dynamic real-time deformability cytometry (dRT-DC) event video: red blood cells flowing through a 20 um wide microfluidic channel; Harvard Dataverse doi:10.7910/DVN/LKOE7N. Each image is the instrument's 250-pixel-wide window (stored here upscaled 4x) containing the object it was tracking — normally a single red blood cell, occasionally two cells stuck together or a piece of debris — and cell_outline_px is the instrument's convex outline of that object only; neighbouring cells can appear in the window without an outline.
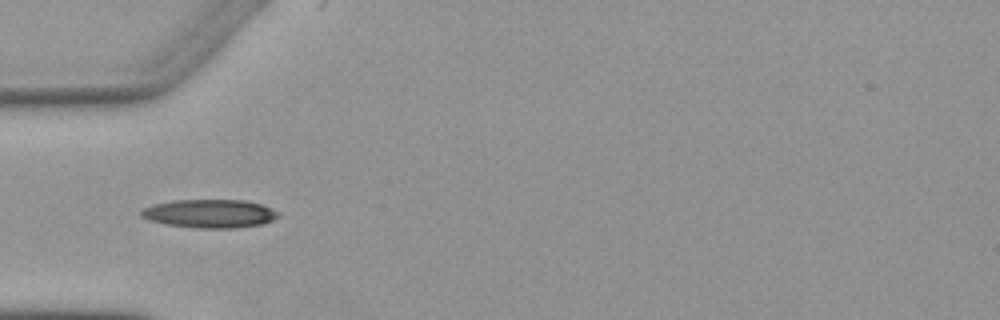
{"species": "Egyptian fruit bat (a non-hibernating species)", "species_latin": "Rousettus aegyptiacus", "temperature_condition": "warm", "stored_images_in_passage": 3, "camera_frame_rate_fps": 3000, "um_per_image_px": 0.085, "animal": {"sex": "female"}, "frame": {"image": 1, "passage_image": 1, "time_ms": 0.0, "image_size_px": [1000, 320], "cell_outline_px": [[280, 216], [272, 220], [260, 224], [236, 228], [196, 228], [164, 224], [148, 220], [140, 216], [140, 212], [144, 208], [152, 204], [176, 200], [244, 200], [260, 204], [280, 212]], "centroid_in_image_um": [17.8, 18.16], "position_along_channel_um": 67.2, "area_um2": 22.77}}
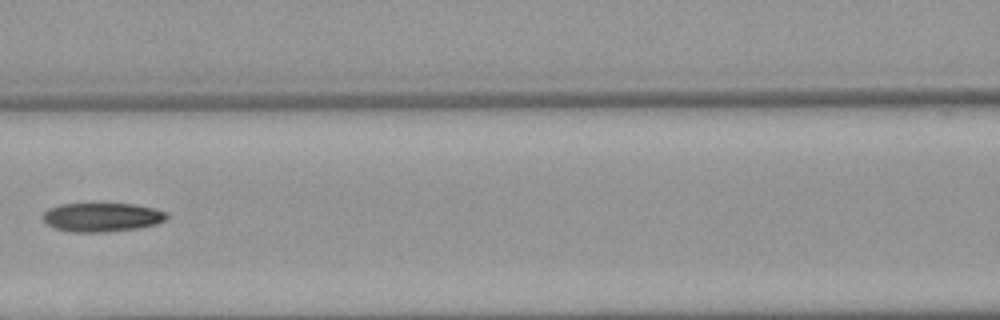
{"frame": {"image": 2, "passage_image": 3, "time_ms": 2.333, "image_size_px": [1000, 320], "cell_outline_px": [[168, 220], [156, 224], [140, 228], [104, 232], [68, 232], [52, 228], [44, 220], [44, 212], [48, 208], [60, 204], [136, 204], [156, 208], [168, 212]], "centroid_in_image_um": [8.71, 18.47], "position_along_channel_um": 157.9, "area_um2": 21.15}}